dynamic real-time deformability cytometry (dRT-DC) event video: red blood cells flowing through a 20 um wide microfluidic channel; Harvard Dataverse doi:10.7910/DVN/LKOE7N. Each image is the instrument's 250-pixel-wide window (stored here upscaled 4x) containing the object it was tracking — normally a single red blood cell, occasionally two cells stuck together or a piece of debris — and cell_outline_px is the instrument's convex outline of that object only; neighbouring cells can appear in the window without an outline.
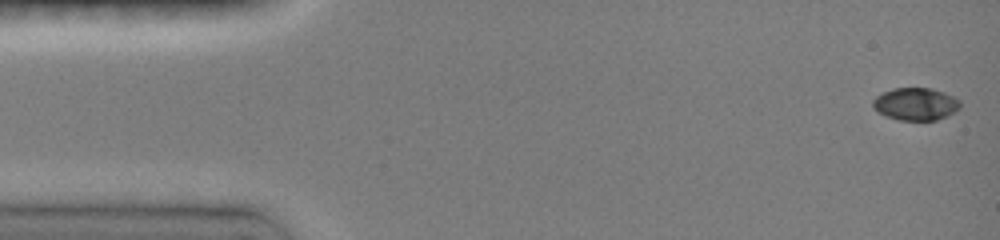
{"species": "common noctule bat (a hibernating species)", "species_latin": "Nyctalus noctula", "temperature_condition": "room temperature", "stored_images_in_passage": 19, "camera_frame_rate_fps": 3000, "um_per_image_px": 0.085, "animal": {"sex": "female", "body_mass_g": 19.0, "forearm_length_mm": 51.5}, "frame": {"image": 1, "passage_image": 1, "time_ms": 0.0, "image_size_px": [1000, 240], "cell_outline_px": [[960, 108], [948, 116], [936, 120], [900, 120], [884, 116], [876, 112], [872, 108], [872, 100], [876, 96], [892, 88], [932, 88], [944, 92], [960, 100]], "centroid_in_image_um": [77.8, 8.85], "position_along_channel_um": 7.2, "area_um2": 16.76}}
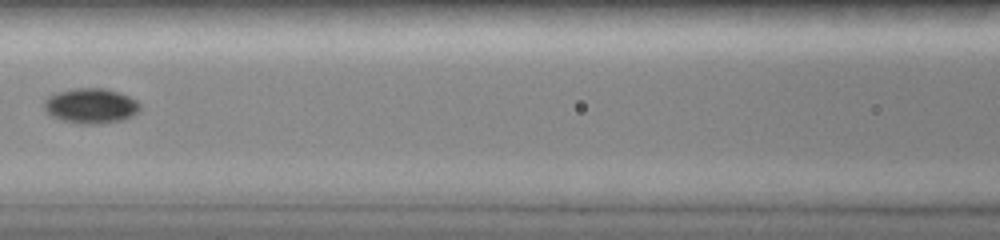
{"frame": {"image": 2, "passage_image": 10, "time_ms": 6.667, "image_size_px": [1000, 240], "cell_outline_px": [[140, 108], [132, 116], [120, 120], [100, 124], [80, 124], [60, 120], [52, 116], [44, 108], [44, 100], [48, 96], [56, 92], [72, 88], [104, 88], [128, 96], [136, 100], [140, 104]], "centroid_in_image_um": [7.68, 8.99], "position_along_channel_um": 158.9, "area_um2": 19.59}}
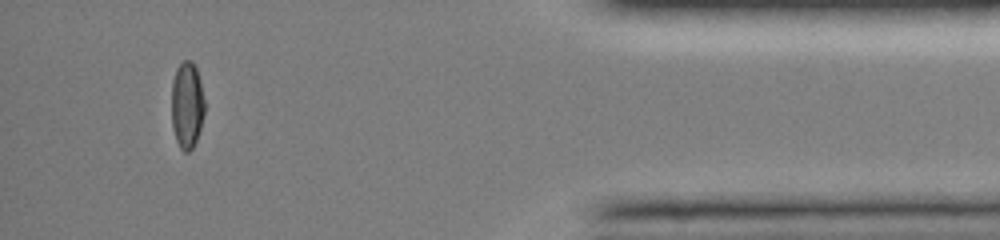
{"frame": {"image": 3, "passage_image": 17, "time_ms": 14.0, "image_size_px": [1000, 240], "cell_outline_px": [[204, 112], [200, 128], [196, 140], [192, 148], [188, 152], [184, 152], [180, 148], [176, 140], [172, 128], [172, 80], [176, 68], [184, 60], [192, 60], [196, 68], [200, 80], [204, 100]], "centroid_in_image_um": [15.88, 8.92], "position_along_channel_um": 419.3, "area_um2": 16.7}, "authors_computed_cell_mechanics": {"area_um2": 17.34, "velocity_mm_per_s": 4.1087, "shape_relaxation_time_tau1_ms": 2.8576, "shape_relaxation_time_tau2_ms": null, "deformation_change_tau1": 0.1334, "deformation_change_tau2": null}}